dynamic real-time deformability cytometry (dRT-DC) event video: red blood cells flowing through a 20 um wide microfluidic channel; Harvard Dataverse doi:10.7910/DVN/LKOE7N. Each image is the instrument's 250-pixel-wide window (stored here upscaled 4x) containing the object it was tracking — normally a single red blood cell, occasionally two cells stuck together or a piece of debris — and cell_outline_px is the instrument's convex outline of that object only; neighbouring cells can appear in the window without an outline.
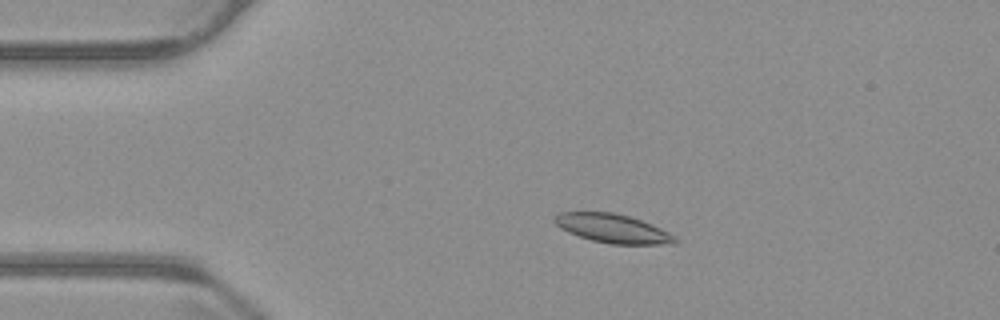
{"species": "common noctule bat (a hibernating species)", "species_latin": "Nyctalus noctula", "temperature_condition": "warm", "stored_images_in_passage": 48, "camera_frame_rate_fps": 3000, "um_per_image_px": 0.085, "animal": {"sex": "male", "body_mass_g": 23.1, "forearm_length_mm": 52.7}, "frame": {"image": 1, "passage_image": 11, "time_ms": 3.333, "image_size_px": [1000, 320], "cell_outline_px": [[680, 240], [676, 244], [612, 244], [592, 240], [568, 232], [560, 228], [552, 220], [560, 212], [612, 212], [628, 216], [652, 224], [676, 236]], "centroid_in_image_um": [52.12, 19.42], "position_along_channel_um": 32.9, "area_um2": 20.17}}
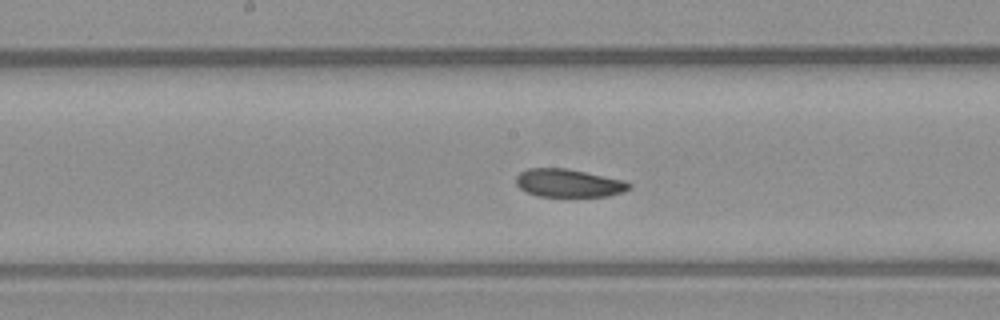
{"frame": {"image": 2, "passage_image": 28, "time_ms": 9.0, "image_size_px": [1000, 320], "cell_outline_px": [[632, 188], [624, 192], [608, 196], [536, 196], [520, 188], [516, 184], [516, 176], [520, 172], [528, 168], [568, 168], [624, 180], [632, 184]], "centroid_in_image_um": [48.36, 15.56], "position_along_channel_um": 199.8, "area_um2": 18.61}}
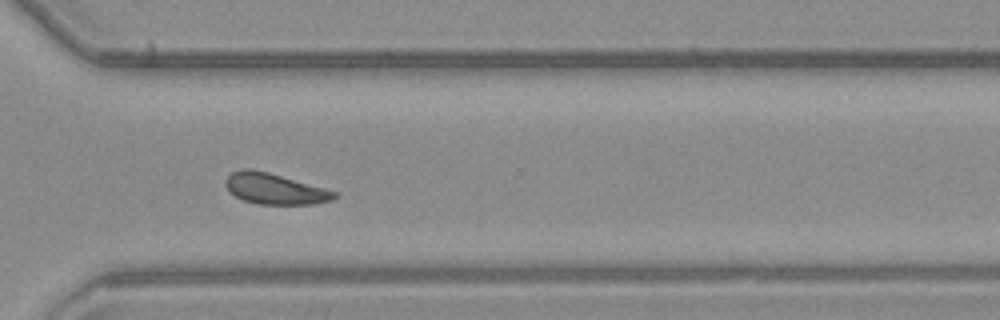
{"frame": {"image": 3, "passage_image": 40, "time_ms": 13.0, "image_size_px": [1000, 320], "cell_outline_px": [[336, 196], [332, 200], [312, 204], [256, 204], [244, 200], [236, 196], [224, 184], [224, 180], [232, 172], [244, 168], [252, 168], [268, 172], [324, 188], [336, 192]], "centroid_in_image_um": [23.32, 16.04], "position_along_channel_um": 347.3, "area_um2": 19.31}, "authors_computed_cell_mechanics": {"area_um2": 19.5942, "velocity_mm_per_s": 3.6969, "shape_relaxation_time_tau1_ms": 5.4896, "shape_relaxation_time_tau2_ms": 7.5677, "deformation_change_tau1": 0.1372, "deformation_change_tau2": 0.1368}}